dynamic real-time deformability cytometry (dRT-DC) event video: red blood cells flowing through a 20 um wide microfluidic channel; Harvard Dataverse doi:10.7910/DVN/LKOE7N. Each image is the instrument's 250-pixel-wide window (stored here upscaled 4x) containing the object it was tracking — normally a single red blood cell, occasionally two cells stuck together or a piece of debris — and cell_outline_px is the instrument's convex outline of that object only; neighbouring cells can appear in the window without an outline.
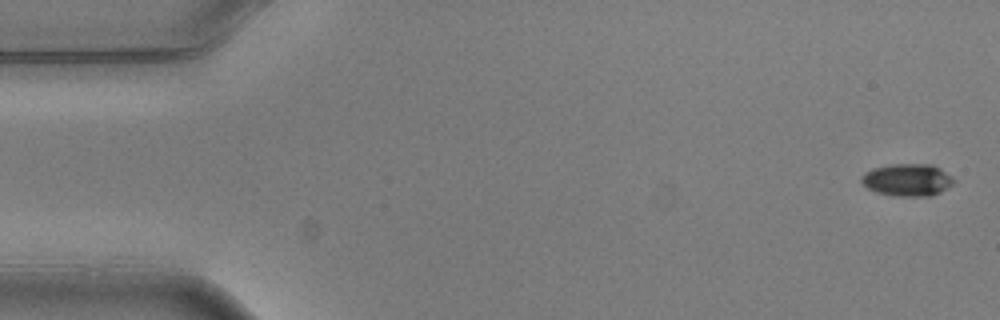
{"species": "common noctule bat (a hibernating species)", "species_latin": "Nyctalus noctula", "temperature_condition": "warm", "stored_images_in_passage": 5, "camera_frame_rate_fps": 3000, "um_per_image_px": 0.085, "animal": {"sex": "male", "body_mass_g": 20.5, "forearm_length_mm": 52.5}, "frame": {"image": 1, "passage_image": 1, "time_ms": 0.0, "image_size_px": [1000, 320], "cell_outline_px": [[956, 180], [952, 184], [940, 192], [932, 196], [896, 196], [876, 192], [868, 188], [860, 180], [860, 176], [864, 172], [872, 168], [888, 164], [932, 164], [940, 168], [952, 176]], "centroid_in_image_um": [77.12, 15.28], "position_along_channel_um": 7.9, "area_um2": 17.57}}
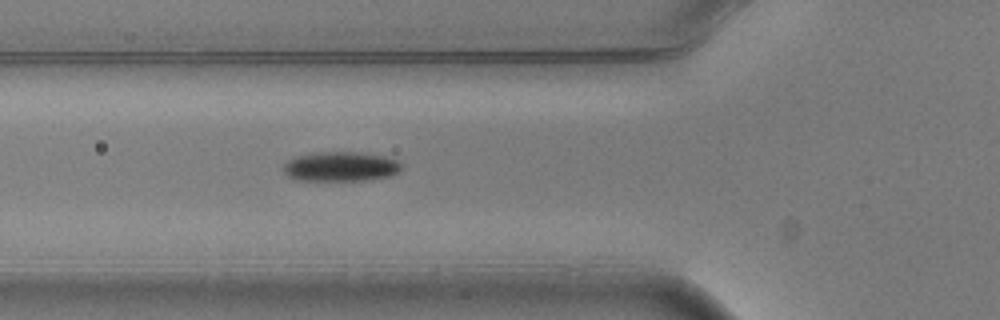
{"frame": {"image": 2, "passage_image": 5, "time_ms": 1.333, "image_size_px": [1000, 320], "cell_outline_px": [[404, 168], [400, 172], [392, 176], [372, 180], [296, 180], [288, 176], [284, 172], [284, 164], [288, 160], [300, 156], [320, 152], [356, 152], [384, 156], [396, 160], [404, 164]], "centroid_in_image_um": [29.05, 14.17], "position_along_channel_um": 96.8, "area_um2": 20.46}}